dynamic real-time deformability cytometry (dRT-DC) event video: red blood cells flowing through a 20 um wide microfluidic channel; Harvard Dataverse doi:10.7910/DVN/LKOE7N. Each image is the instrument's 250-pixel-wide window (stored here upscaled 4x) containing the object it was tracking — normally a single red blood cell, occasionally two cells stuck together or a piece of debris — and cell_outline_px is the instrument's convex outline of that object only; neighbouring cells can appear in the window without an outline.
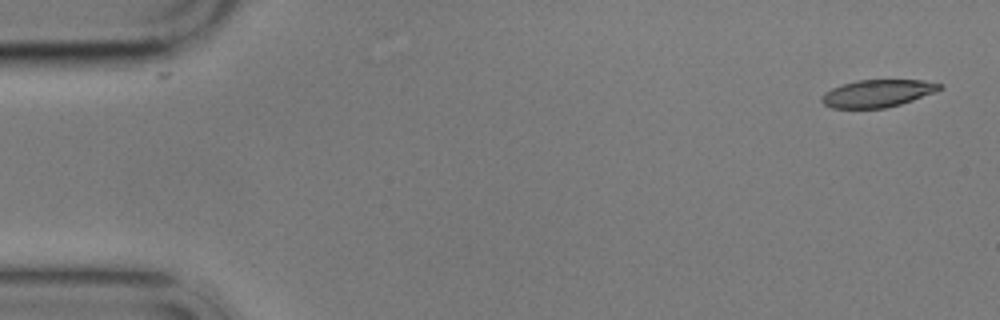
{"species": "common noctule bat (a hibernating species)", "species_latin": "Nyctalus noctula", "temperature_condition": "cold", "stored_images_in_passage": 5, "camera_frame_rate_fps": 3000, "um_per_image_px": 0.085, "animal": {"sex": "male", "body_mass_g": 17.9}, "frame": {"image": 1, "passage_image": 1, "time_ms": 0.0, "image_size_px": [1000, 320], "cell_outline_px": [[944, 88], [936, 92], [900, 104], [884, 108], [832, 108], [824, 104], [820, 100], [820, 96], [824, 92], [832, 88], [856, 80], [924, 80], [944, 84]], "centroid_in_image_um": [74.61, 7.93], "position_along_channel_um": 10.4, "area_um2": 18.96}}